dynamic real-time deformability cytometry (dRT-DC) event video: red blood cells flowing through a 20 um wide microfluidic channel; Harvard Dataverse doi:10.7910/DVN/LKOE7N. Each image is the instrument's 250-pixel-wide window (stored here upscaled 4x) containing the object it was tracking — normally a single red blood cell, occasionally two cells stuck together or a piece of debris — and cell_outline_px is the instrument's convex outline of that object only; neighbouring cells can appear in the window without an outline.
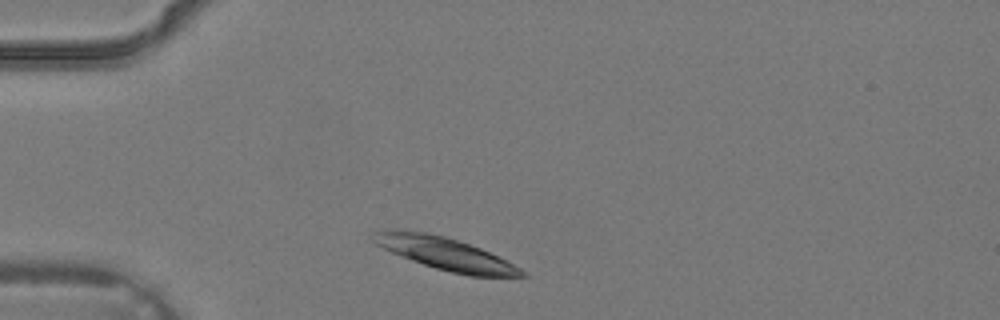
{"species": "common noctule bat (a hibernating species)", "species_latin": "Nyctalus noctula", "temperature_condition": "warm", "stored_images_in_passage": 1, "camera_frame_rate_fps": 3000, "um_per_image_px": 0.085, "animal": {"sex": "male", "body_mass_g": 19.2, "forearm_length_mm": 51.8}, "frame": {"image": 1, "passage_image": 1, "time_ms": 0.0, "image_size_px": [1000, 320], "cell_outline_px": [[528, 276], [468, 276], [436, 268], [412, 260], [392, 252], [376, 244], [372, 240], [372, 232], [424, 232], [444, 236], [480, 248], [520, 268]], "centroid_in_image_um": [37.89, 21.59], "position_along_channel_um": 47.1, "area_um2": 26.76}}